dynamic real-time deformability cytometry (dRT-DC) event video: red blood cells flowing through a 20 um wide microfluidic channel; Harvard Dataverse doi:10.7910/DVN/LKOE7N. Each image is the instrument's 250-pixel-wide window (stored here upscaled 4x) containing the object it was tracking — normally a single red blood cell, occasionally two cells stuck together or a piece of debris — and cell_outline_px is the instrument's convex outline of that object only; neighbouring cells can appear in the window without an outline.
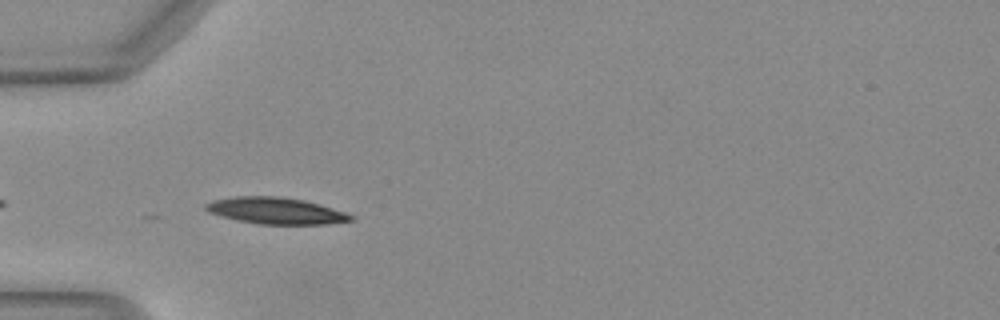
{"species": "Egyptian fruit bat (a non-hibernating species)", "species_latin": "Rousettus aegyptiacus", "temperature_condition": "warm", "stored_images_in_passage": 28, "camera_frame_rate_fps": 3000, "um_per_image_px": 0.085, "animal": {"sex": "female"}, "frame": {"image": 1, "passage_image": 1, "time_ms": 0.0, "image_size_px": [1000, 320], "cell_outline_px": [[352, 220], [324, 224], [260, 224], [240, 220], [208, 212], [204, 208], [204, 204], [212, 200], [236, 196], [280, 196], [304, 200], [320, 204], [344, 212], [352, 216]], "centroid_in_image_um": [23.41, 17.9], "position_along_channel_um": 61.6, "area_um2": 22.14}}
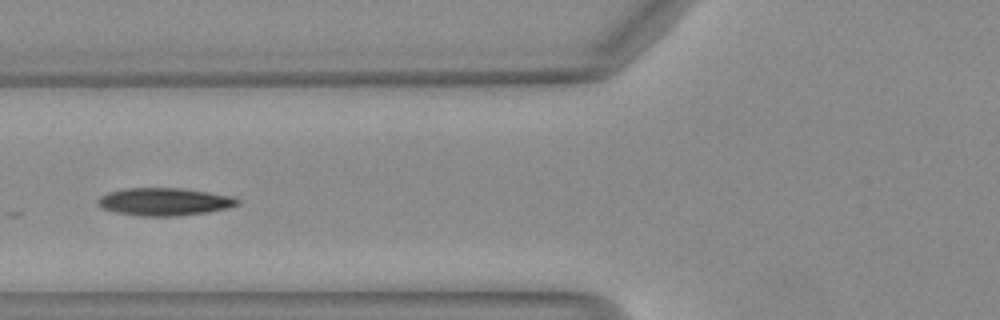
{"frame": {"image": 2, "passage_image": 5, "time_ms": 1.333, "image_size_px": [1000, 320], "cell_outline_px": [[240, 204], [228, 208], [208, 212], [180, 216], [140, 216], [116, 212], [100, 208], [96, 204], [96, 200], [100, 196], [108, 192], [124, 188], [180, 188], [236, 196], [240, 200]], "centroid_in_image_um": [13.98, 17.15], "position_along_channel_um": 111.8, "area_um2": 22.89}, "authors_computed_cell_mechanics": {"area_um2": 22.542, "velocity_mm_per_s": 4.0966, "shape_relaxation_time_tau1_ms": 7.0897, "shape_relaxation_time_tau2_ms": 1.3752, "deformation_change_tau1": 0.2733, "deformation_change_tau2": 0.0673}}